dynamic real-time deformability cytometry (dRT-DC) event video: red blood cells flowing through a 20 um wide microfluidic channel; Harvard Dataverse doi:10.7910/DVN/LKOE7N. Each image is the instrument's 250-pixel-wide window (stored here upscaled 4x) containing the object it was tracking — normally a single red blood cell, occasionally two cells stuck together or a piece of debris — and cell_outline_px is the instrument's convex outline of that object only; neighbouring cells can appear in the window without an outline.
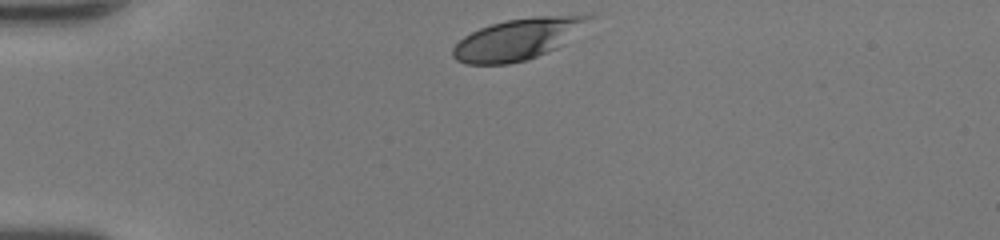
{"species": "human", "species_latin": "Homo sapiens", "temperature_condition": "room temperature", "stored_images_in_passage": 30, "camera_frame_rate_fps": 3000, "um_per_image_px": 0.085, "donor": {"sex": "female"}, "frame": {"image": 1, "passage_image": 1, "time_ms": 0.0, "image_size_px": [1000, 240], "cell_outline_px": [[600, 16], [564, 44], [556, 48], [536, 56], [524, 60], [508, 64], [464, 64], [456, 60], [452, 56], [452, 48], [464, 36], [480, 28], [492, 24], [508, 20], [536, 16]], "centroid_in_image_um": [44.04, 3.33], "position_along_channel_um": 41.0, "area_um2": 32.6}}
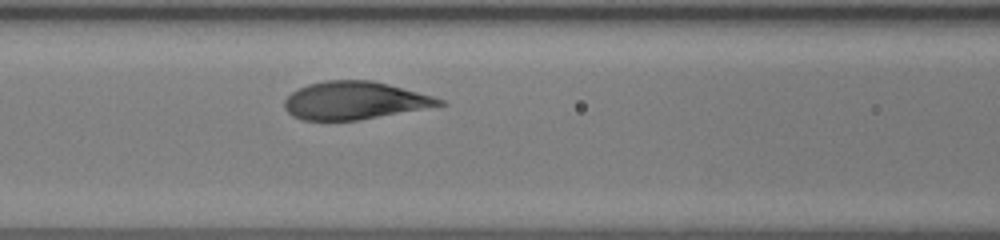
{"frame": {"image": 2, "passage_image": 11, "time_ms": 3.333, "image_size_px": [1000, 240], "cell_outline_px": [[448, 104], [360, 120], [300, 120], [292, 116], [284, 108], [284, 100], [292, 92], [308, 84], [324, 80], [372, 80], [388, 84], [432, 96], [444, 100]], "centroid_in_image_um": [30.12, 8.55], "position_along_channel_um": 136.5, "area_um2": 34.04}}
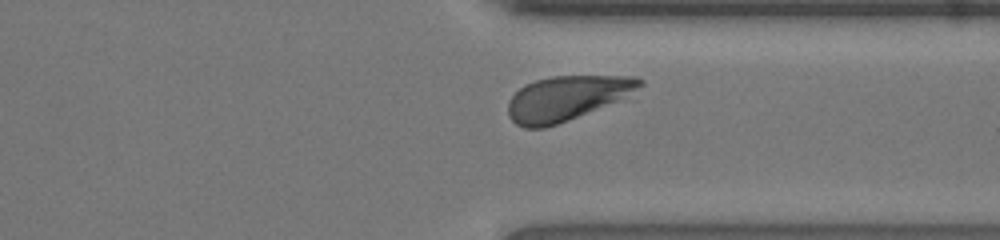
{"frame": {"image": 3, "passage_image": 27, "time_ms": 8.667, "image_size_px": [1000, 240], "cell_outline_px": [[644, 84], [636, 100], [544, 128], [524, 128], [516, 124], [508, 116], [508, 100], [520, 88], [536, 80], [552, 76], [632, 76], [644, 80]], "centroid_in_image_um": [48.42, 8.37], "position_along_channel_um": 363.0, "area_um2": 36.24}, "authors_computed_cell_mechanics": {"area_um2": 35.2002, "velocity_mm_per_s": 4.2336, "shape_relaxation_time_tau1_ms": 2.1554, "shape_relaxation_time_tau2_ms": null, "deformation_change_tau1": 0.1547, "deformation_change_tau2": null}}